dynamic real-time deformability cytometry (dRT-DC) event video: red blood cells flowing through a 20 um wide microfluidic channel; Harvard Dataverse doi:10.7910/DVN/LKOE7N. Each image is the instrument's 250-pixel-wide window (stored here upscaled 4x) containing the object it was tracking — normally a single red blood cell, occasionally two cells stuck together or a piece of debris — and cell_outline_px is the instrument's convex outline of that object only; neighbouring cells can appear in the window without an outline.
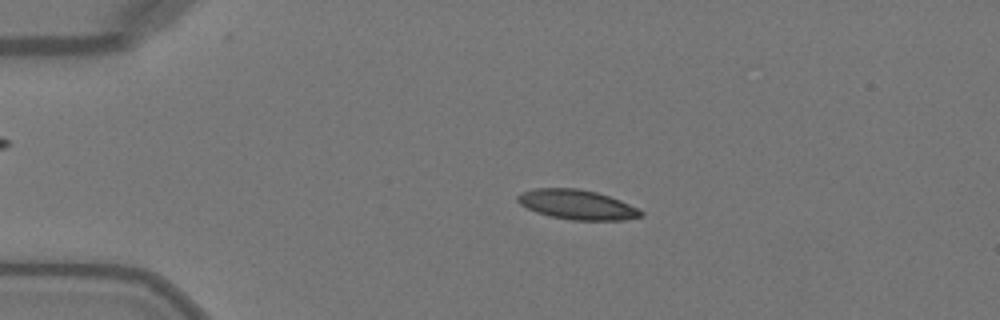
{"species": "Egyptian fruit bat (a non-hibernating species)", "species_latin": "Rousettus aegyptiacus", "temperature_condition": "warm", "stored_images_in_passage": 42, "camera_frame_rate_fps": 3000, "um_per_image_px": 0.085, "animal": {"sex": "female"}, "frame": {"image": 1, "passage_image": 11, "time_ms": 3.333, "image_size_px": [1000, 320], "cell_outline_px": [[644, 216], [624, 220], [572, 220], [548, 216], [536, 212], [520, 204], [516, 200], [516, 196], [520, 192], [536, 188], [580, 188], [596, 192], [620, 200], [644, 212]], "centroid_in_image_um": [49.02, 17.39], "position_along_channel_um": 36.0, "area_um2": 21.39}}
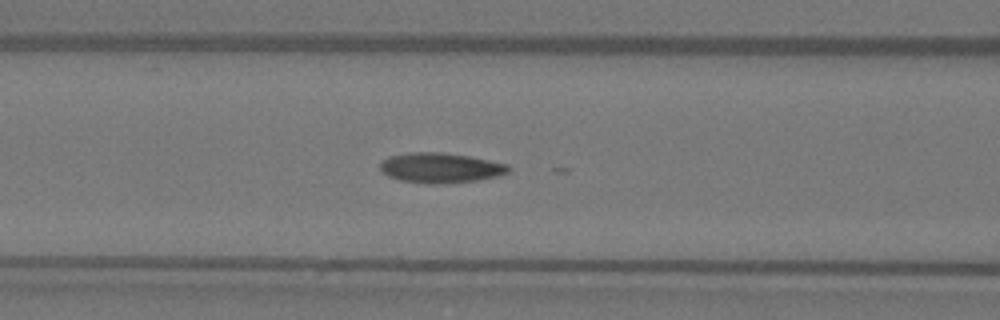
{"frame": {"image": 2, "passage_image": 21, "time_ms": 6.667, "image_size_px": [1000, 320], "cell_outline_px": [[508, 172], [496, 176], [476, 180], [440, 184], [428, 184], [400, 180], [388, 176], [380, 168], [380, 160], [388, 156], [408, 152], [440, 152], [468, 156], [508, 164]], "centroid_in_image_um": [37.37, 14.26], "position_along_channel_um": 129.2, "area_um2": 22.37}}
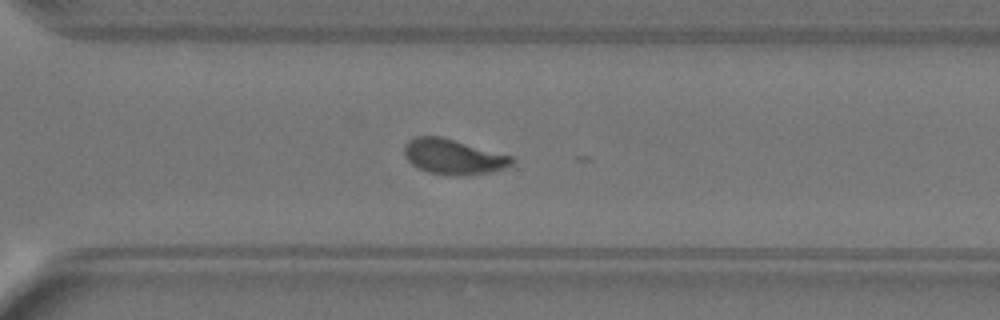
{"frame": {"image": 3, "passage_image": 36, "time_ms": 11.667, "image_size_px": [1000, 320], "cell_outline_px": [[516, 160], [512, 164], [504, 168], [488, 172], [468, 176], [452, 176], [428, 172], [412, 164], [404, 156], [404, 144], [408, 140], [416, 136], [440, 136], [512, 156]], "centroid_in_image_um": [38.52, 13.33], "position_along_channel_um": 332.1, "area_um2": 22.08}}